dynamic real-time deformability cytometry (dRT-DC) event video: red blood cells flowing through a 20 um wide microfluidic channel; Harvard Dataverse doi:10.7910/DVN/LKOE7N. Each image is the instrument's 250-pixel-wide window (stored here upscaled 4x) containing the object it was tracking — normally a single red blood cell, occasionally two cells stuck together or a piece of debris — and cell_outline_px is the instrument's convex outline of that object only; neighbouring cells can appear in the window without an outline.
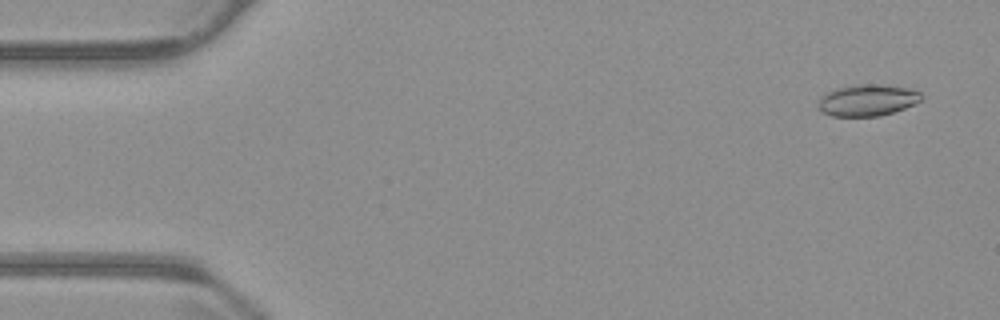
{"species": "common noctule bat (a hibernating species)", "species_latin": "Nyctalus noctula", "temperature_condition": "warm", "stored_images_in_passage": 55, "camera_frame_rate_fps": 3000, "um_per_image_px": 0.085, "animal": {"sex": "male", "body_mass_g": 23.1, "forearm_length_mm": 52.7}, "frame": {"image": 1, "passage_image": 3, "time_ms": 0.667, "image_size_px": [1000, 320], "cell_outline_px": [[924, 100], [904, 108], [880, 116], [832, 116], [820, 112], [816, 104], [820, 96], [836, 88], [856, 84], [884, 84], [908, 88], [920, 92], [924, 96]], "centroid_in_image_um": [73.72, 8.51], "position_along_channel_um": 11.3, "area_um2": 19.31}}
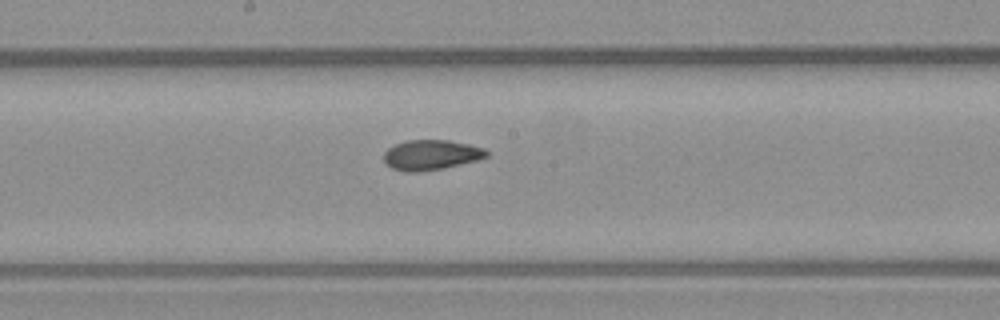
{"frame": {"image": 2, "passage_image": 29, "time_ms": 9.333, "image_size_px": [1000, 320], "cell_outline_px": [[488, 156], [476, 160], [444, 168], [420, 172], [404, 172], [392, 168], [384, 160], [384, 152], [388, 148], [404, 140], [448, 140], [468, 144], [484, 148], [488, 152]], "centroid_in_image_um": [36.62, 13.17], "position_along_channel_um": 211.6, "area_um2": 17.98}}
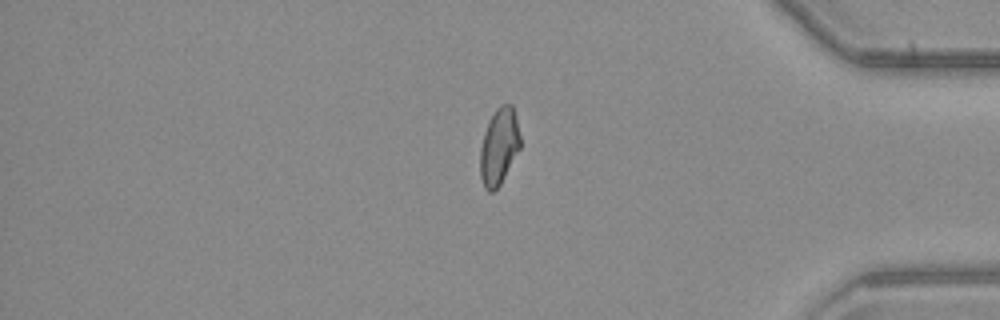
{"frame": {"image": 3, "passage_image": 46, "time_ms": 15.0, "image_size_px": [1000, 320], "cell_outline_px": [[520, 148], [500, 184], [492, 192], [488, 192], [484, 188], [480, 176], [480, 148], [484, 132], [488, 120], [496, 108], [500, 104], [512, 104], [516, 116], [520, 136]], "centroid_in_image_um": [42.4, 12.43], "position_along_channel_um": 392.8, "area_um2": 17.98}, "authors_computed_cell_mechanics": {"area_um2": 18.3804, "velocity_mm_per_s": 3.7357, "shape_relaxation_time_tau1_ms": null, "shape_relaxation_time_tau2_ms": 1.917, "deformation_change_tau1": null, "deformation_change_tau2": 0.071}}